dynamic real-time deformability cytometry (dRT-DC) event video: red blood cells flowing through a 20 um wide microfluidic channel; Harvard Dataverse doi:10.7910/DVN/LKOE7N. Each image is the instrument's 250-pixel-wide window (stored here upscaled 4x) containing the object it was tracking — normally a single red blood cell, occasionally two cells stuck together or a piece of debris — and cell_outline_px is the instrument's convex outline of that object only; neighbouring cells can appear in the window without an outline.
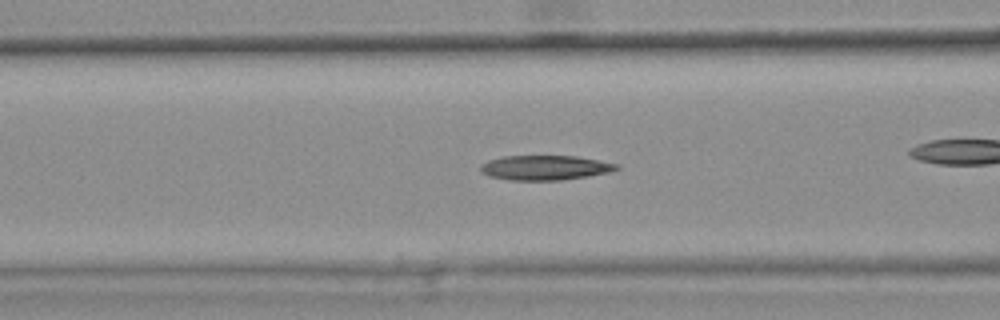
{"species": "common noctule bat (a hibernating species)", "species_latin": "Nyctalus noctula", "temperature_condition": "warm", "stored_images_in_passage": 47, "camera_frame_rate_fps": 3000, "um_per_image_px": 0.085, "animal": {"sex": "female", "body_mass_g": 25.1}, "frame": {"image": 1, "passage_image": 21, "time_ms": 6.667, "image_size_px": [1000, 320], "cell_outline_px": [[620, 168], [608, 172], [588, 176], [560, 180], [508, 180], [488, 176], [480, 172], [480, 164], [488, 160], [504, 156], [576, 156], [620, 164]], "centroid_in_image_um": [46.3, 14.25], "position_along_channel_um": 120.3, "area_um2": 19.65}}